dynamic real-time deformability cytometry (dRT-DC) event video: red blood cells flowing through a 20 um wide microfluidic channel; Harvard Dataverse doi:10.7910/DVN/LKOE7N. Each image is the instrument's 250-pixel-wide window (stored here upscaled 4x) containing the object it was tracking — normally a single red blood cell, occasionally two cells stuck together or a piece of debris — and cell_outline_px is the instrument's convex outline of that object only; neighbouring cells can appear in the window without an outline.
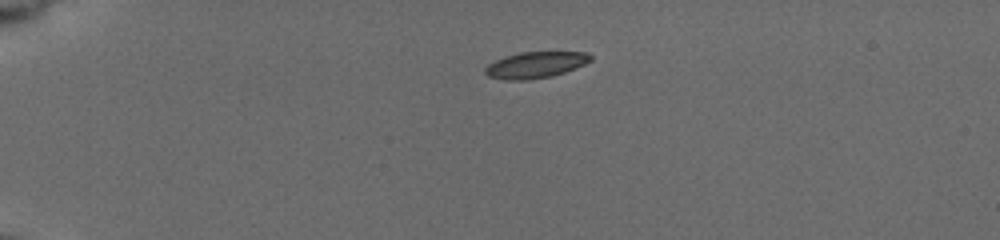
{"species": "common noctule bat (a hibernating species)", "species_latin": "Nyctalus noctula", "temperature_condition": "cold", "stored_images_in_passage": 57, "camera_frame_rate_fps": 3000, "um_per_image_px": 0.085, "animal": {"sex": "female", "body_mass_g": 19.5, "forearm_length_mm": 54.1}, "frame": {"image": 1, "passage_image": 1, "time_ms": 0.0, "image_size_px": [1000, 240], "cell_outline_px": [[592, 60], [584, 64], [564, 72], [552, 76], [524, 80], [504, 80], [488, 76], [484, 72], [484, 68], [488, 64], [504, 56], [520, 52], [588, 52], [592, 56]], "centroid_in_image_um": [45.49, 5.51], "position_along_channel_um": 39.5, "area_um2": 16.13}}
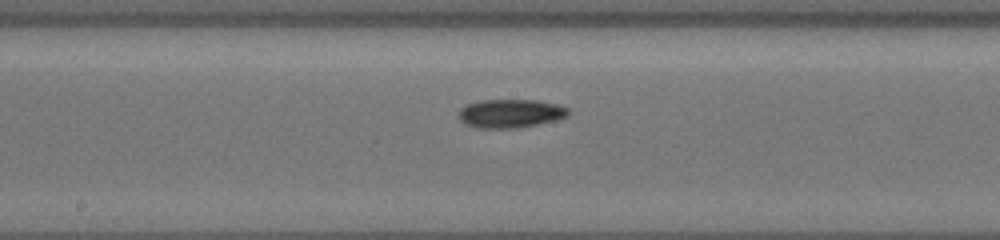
{"frame": {"image": 2, "passage_image": 27, "time_ms": 6.0, "image_size_px": [1000, 240], "cell_outline_px": [[568, 116], [556, 120], [516, 128], [480, 128], [464, 124], [460, 120], [460, 108], [468, 104], [480, 100], [536, 100], [556, 104], [568, 108]], "centroid_in_image_um": [43.38, 9.64], "position_along_channel_um": 204.8, "area_um2": 18.09}}
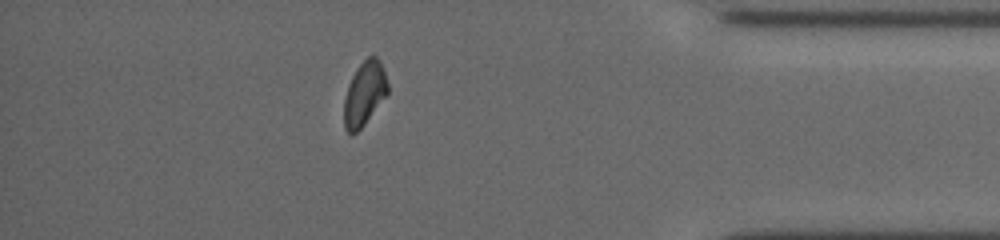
{"frame": {"image": 3, "passage_image": 49, "time_ms": 12.0, "image_size_px": [1000, 240], "cell_outline_px": [[388, 92], [364, 124], [352, 136], [344, 128], [344, 100], [348, 84], [356, 68], [368, 56], [376, 56], [380, 60], [388, 84]], "centroid_in_image_um": [30.95, 7.95], "position_along_channel_um": 404.2, "area_um2": 16.13}, "authors_computed_cell_mechanics": {"area_um2": 16.8776, "velocity_mm_per_s": 3.767, "shape_relaxation_time_tau1_ms": 2.9107, "shape_relaxation_time_tau2_ms": null, "deformation_change_tau1": 0.1029, "deformation_change_tau2": null}}